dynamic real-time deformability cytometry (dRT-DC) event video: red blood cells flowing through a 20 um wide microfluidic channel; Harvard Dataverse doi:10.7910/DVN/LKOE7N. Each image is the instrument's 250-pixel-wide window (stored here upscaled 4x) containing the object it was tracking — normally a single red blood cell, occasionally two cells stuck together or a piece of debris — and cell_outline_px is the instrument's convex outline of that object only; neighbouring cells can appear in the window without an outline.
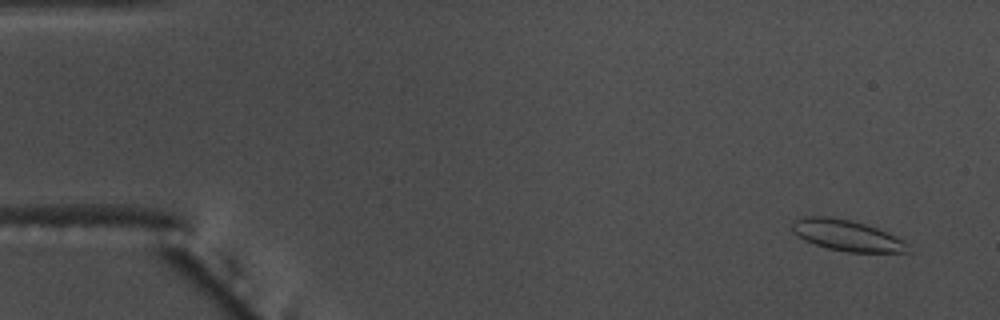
{"species": "common noctule bat (a hibernating species)", "species_latin": "Nyctalus noctula", "temperature_condition": "warm", "stored_images_in_passage": 56, "camera_frame_rate_fps": 3000, "um_per_image_px": 0.085, "animal": {"sex": "male", "body_mass_g": 17.5, "forearm_length_mm": 52.3}, "frame": {"image": 1, "passage_image": 3, "time_ms": 0.667, "image_size_px": [1000, 320], "cell_outline_px": [[908, 252], [848, 252], [828, 248], [804, 240], [792, 232], [792, 220], [804, 216], [828, 216], [852, 220], [888, 232], [904, 240], [908, 244]], "centroid_in_image_um": [71.96, 19.99], "position_along_channel_um": 13.0, "area_um2": 20.92}}
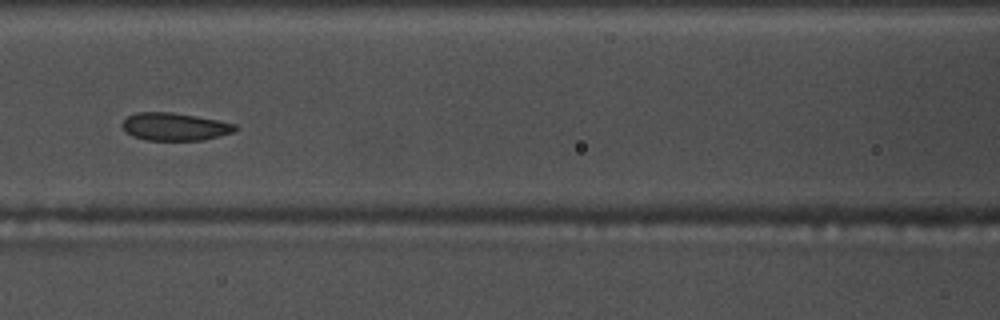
{"frame": {"image": 2, "passage_image": 25, "time_ms": 8.0, "image_size_px": [1000, 320], "cell_outline_px": [[240, 128], [232, 132], [220, 136], [204, 140], [148, 140], [132, 136], [124, 132], [120, 124], [128, 116], [136, 112], [172, 112], [220, 120], [236, 124]], "centroid_in_image_um": [14.85, 10.76], "position_along_channel_um": 151.7, "area_um2": 18.5}}
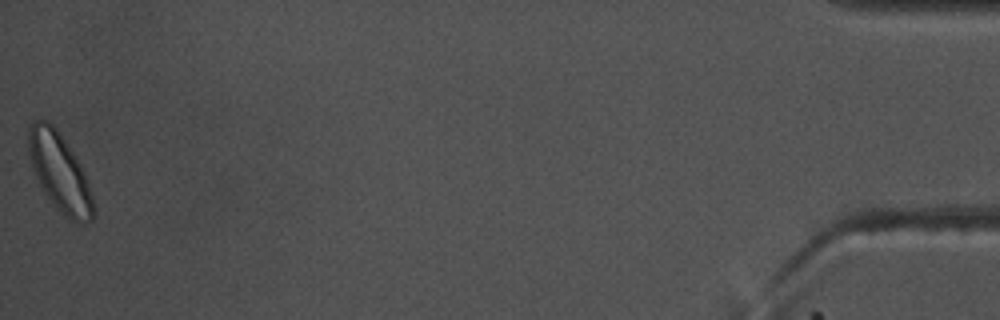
{"frame": {"image": 3, "passage_image": 56, "time_ms": 18.333, "image_size_px": [1000, 320], "cell_outline_px": [[92, 220], [72, 220], [56, 208], [44, 192], [32, 168], [28, 152], [28, 124], [32, 120], [48, 120], [56, 128], [80, 164], [88, 180], [92, 196]], "centroid_in_image_um": [5.02, 14.56], "position_along_channel_um": 430.2, "area_um2": 28.84}, "authors_computed_cell_mechanics": {"area_um2": 19.6231, "velocity_mm_per_s": 3.6394, "shape_relaxation_time_tau1_ms": 1.5441, "shape_relaxation_time_tau2_ms": 2.8067, "deformation_change_tau1": 0.0817, "deformation_change_tau2": 0.0594}}